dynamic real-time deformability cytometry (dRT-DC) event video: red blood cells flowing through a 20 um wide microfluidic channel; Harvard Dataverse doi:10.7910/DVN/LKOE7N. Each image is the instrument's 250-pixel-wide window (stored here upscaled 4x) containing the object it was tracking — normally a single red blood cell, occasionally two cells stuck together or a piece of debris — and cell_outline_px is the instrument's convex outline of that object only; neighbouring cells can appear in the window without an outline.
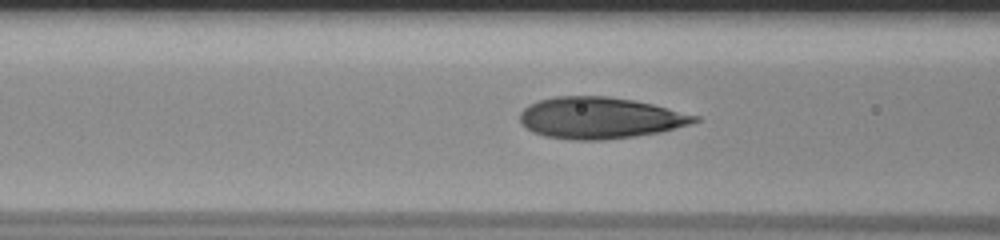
{"species": "human", "species_latin": "Homo sapiens", "temperature_condition": "room temperature", "stored_images_in_passage": 34, "camera_frame_rate_fps": 3000, "um_per_image_px": 0.085, "donor": {"sex": "male"}, "frame": {"image": 1, "passage_image": 4, "time_ms": 1.0, "image_size_px": [1000, 240], "cell_outline_px": [[696, 120], [684, 124], [652, 132], [624, 136], [552, 136], [536, 132], [528, 128], [520, 120], [520, 116], [532, 104], [544, 100], [568, 96], [596, 96], [628, 100], [648, 104], [696, 116]], "centroid_in_image_um": [50.94, 9.96], "position_along_channel_um": 115.7, "area_um2": 37.86}}
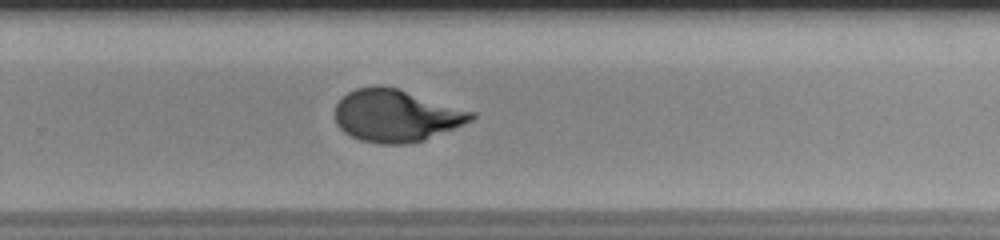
{"frame": {"image": 2, "passage_image": 18, "time_ms": 5.667, "image_size_px": [1000, 240], "cell_outline_px": [[476, 116], [460, 124], [420, 140], [368, 140], [356, 136], [348, 132], [336, 120], [336, 104], [348, 92], [360, 88], [396, 88], [472, 112]], "centroid_in_image_um": [33.64, 9.76], "position_along_channel_um": 296.2, "area_um2": 37.86}}
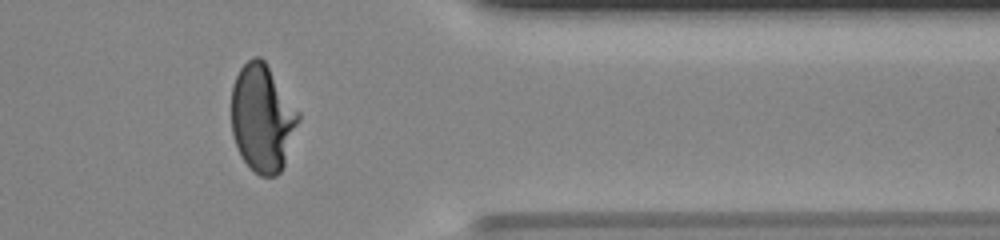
{"frame": {"image": 3, "passage_image": 26, "time_ms": 8.333, "image_size_px": [1000, 240], "cell_outline_px": [[300, 116], [280, 172], [272, 176], [264, 176], [256, 172], [244, 160], [236, 144], [232, 128], [232, 88], [236, 76], [240, 68], [248, 60], [256, 56], [264, 60]], "centroid_in_image_um": [22.27, 10.01], "position_along_channel_um": 389.1, "area_um2": 40.46}}